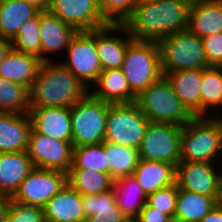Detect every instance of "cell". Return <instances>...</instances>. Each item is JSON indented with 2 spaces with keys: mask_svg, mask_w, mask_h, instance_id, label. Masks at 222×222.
Returning a JSON list of instances; mask_svg holds the SVG:
<instances>
[{
  "mask_svg": "<svg viewBox=\"0 0 222 222\" xmlns=\"http://www.w3.org/2000/svg\"><path fill=\"white\" fill-rule=\"evenodd\" d=\"M192 0H154L137 3L123 25L134 40L159 42L188 29Z\"/></svg>",
  "mask_w": 222,
  "mask_h": 222,
  "instance_id": "obj_1",
  "label": "cell"
},
{
  "mask_svg": "<svg viewBox=\"0 0 222 222\" xmlns=\"http://www.w3.org/2000/svg\"><path fill=\"white\" fill-rule=\"evenodd\" d=\"M89 93L60 61H42L29 89L30 108H70Z\"/></svg>",
  "mask_w": 222,
  "mask_h": 222,
  "instance_id": "obj_2",
  "label": "cell"
},
{
  "mask_svg": "<svg viewBox=\"0 0 222 222\" xmlns=\"http://www.w3.org/2000/svg\"><path fill=\"white\" fill-rule=\"evenodd\" d=\"M219 160L222 162V125L216 117H194L182 126L181 161L221 163Z\"/></svg>",
  "mask_w": 222,
  "mask_h": 222,
  "instance_id": "obj_3",
  "label": "cell"
},
{
  "mask_svg": "<svg viewBox=\"0 0 222 222\" xmlns=\"http://www.w3.org/2000/svg\"><path fill=\"white\" fill-rule=\"evenodd\" d=\"M135 104L153 123L184 126L195 116L181 102L165 76L136 96Z\"/></svg>",
  "mask_w": 222,
  "mask_h": 222,
  "instance_id": "obj_4",
  "label": "cell"
},
{
  "mask_svg": "<svg viewBox=\"0 0 222 222\" xmlns=\"http://www.w3.org/2000/svg\"><path fill=\"white\" fill-rule=\"evenodd\" d=\"M158 45L163 76L172 71L209 67L202 39L189 29L166 36Z\"/></svg>",
  "mask_w": 222,
  "mask_h": 222,
  "instance_id": "obj_5",
  "label": "cell"
},
{
  "mask_svg": "<svg viewBox=\"0 0 222 222\" xmlns=\"http://www.w3.org/2000/svg\"><path fill=\"white\" fill-rule=\"evenodd\" d=\"M131 91L137 96L162 76L158 42L133 40L121 67Z\"/></svg>",
  "mask_w": 222,
  "mask_h": 222,
  "instance_id": "obj_6",
  "label": "cell"
},
{
  "mask_svg": "<svg viewBox=\"0 0 222 222\" xmlns=\"http://www.w3.org/2000/svg\"><path fill=\"white\" fill-rule=\"evenodd\" d=\"M110 105L88 93L70 107L73 147L94 145L104 141Z\"/></svg>",
  "mask_w": 222,
  "mask_h": 222,
  "instance_id": "obj_7",
  "label": "cell"
},
{
  "mask_svg": "<svg viewBox=\"0 0 222 222\" xmlns=\"http://www.w3.org/2000/svg\"><path fill=\"white\" fill-rule=\"evenodd\" d=\"M149 122L135 102L111 104L104 141L138 149Z\"/></svg>",
  "mask_w": 222,
  "mask_h": 222,
  "instance_id": "obj_8",
  "label": "cell"
},
{
  "mask_svg": "<svg viewBox=\"0 0 222 222\" xmlns=\"http://www.w3.org/2000/svg\"><path fill=\"white\" fill-rule=\"evenodd\" d=\"M181 130L175 124L149 122L138 148L139 158L176 167L181 161Z\"/></svg>",
  "mask_w": 222,
  "mask_h": 222,
  "instance_id": "obj_9",
  "label": "cell"
},
{
  "mask_svg": "<svg viewBox=\"0 0 222 222\" xmlns=\"http://www.w3.org/2000/svg\"><path fill=\"white\" fill-rule=\"evenodd\" d=\"M66 53V59H62L60 62L69 69L87 89H90L96 83L98 76L102 72L96 48V29L77 32L69 41Z\"/></svg>",
  "mask_w": 222,
  "mask_h": 222,
  "instance_id": "obj_10",
  "label": "cell"
},
{
  "mask_svg": "<svg viewBox=\"0 0 222 222\" xmlns=\"http://www.w3.org/2000/svg\"><path fill=\"white\" fill-rule=\"evenodd\" d=\"M67 184L61 170L34 168L11 197L17 203L43 208Z\"/></svg>",
  "mask_w": 222,
  "mask_h": 222,
  "instance_id": "obj_11",
  "label": "cell"
},
{
  "mask_svg": "<svg viewBox=\"0 0 222 222\" xmlns=\"http://www.w3.org/2000/svg\"><path fill=\"white\" fill-rule=\"evenodd\" d=\"M218 164L221 163L180 161L176 165L175 183L180 189L222 197V168Z\"/></svg>",
  "mask_w": 222,
  "mask_h": 222,
  "instance_id": "obj_12",
  "label": "cell"
},
{
  "mask_svg": "<svg viewBox=\"0 0 222 222\" xmlns=\"http://www.w3.org/2000/svg\"><path fill=\"white\" fill-rule=\"evenodd\" d=\"M35 168L68 172L72 166V142L60 141L31 128L26 150Z\"/></svg>",
  "mask_w": 222,
  "mask_h": 222,
  "instance_id": "obj_13",
  "label": "cell"
},
{
  "mask_svg": "<svg viewBox=\"0 0 222 222\" xmlns=\"http://www.w3.org/2000/svg\"><path fill=\"white\" fill-rule=\"evenodd\" d=\"M48 10L77 32L109 24L101 14L99 0H51Z\"/></svg>",
  "mask_w": 222,
  "mask_h": 222,
  "instance_id": "obj_14",
  "label": "cell"
},
{
  "mask_svg": "<svg viewBox=\"0 0 222 222\" xmlns=\"http://www.w3.org/2000/svg\"><path fill=\"white\" fill-rule=\"evenodd\" d=\"M133 40L123 24L109 23L96 29V48L102 71L121 68L127 47Z\"/></svg>",
  "mask_w": 222,
  "mask_h": 222,
  "instance_id": "obj_15",
  "label": "cell"
},
{
  "mask_svg": "<svg viewBox=\"0 0 222 222\" xmlns=\"http://www.w3.org/2000/svg\"><path fill=\"white\" fill-rule=\"evenodd\" d=\"M77 31L49 10L39 11L41 61H54L52 53L63 52ZM49 56V57H48Z\"/></svg>",
  "mask_w": 222,
  "mask_h": 222,
  "instance_id": "obj_16",
  "label": "cell"
},
{
  "mask_svg": "<svg viewBox=\"0 0 222 222\" xmlns=\"http://www.w3.org/2000/svg\"><path fill=\"white\" fill-rule=\"evenodd\" d=\"M32 128L49 138L72 142L70 108H30Z\"/></svg>",
  "mask_w": 222,
  "mask_h": 222,
  "instance_id": "obj_17",
  "label": "cell"
},
{
  "mask_svg": "<svg viewBox=\"0 0 222 222\" xmlns=\"http://www.w3.org/2000/svg\"><path fill=\"white\" fill-rule=\"evenodd\" d=\"M45 222H84L82 195L68 183L43 207Z\"/></svg>",
  "mask_w": 222,
  "mask_h": 222,
  "instance_id": "obj_18",
  "label": "cell"
},
{
  "mask_svg": "<svg viewBox=\"0 0 222 222\" xmlns=\"http://www.w3.org/2000/svg\"><path fill=\"white\" fill-rule=\"evenodd\" d=\"M89 93L110 104L132 103L136 100V95L131 91L121 68L103 70Z\"/></svg>",
  "mask_w": 222,
  "mask_h": 222,
  "instance_id": "obj_19",
  "label": "cell"
},
{
  "mask_svg": "<svg viewBox=\"0 0 222 222\" xmlns=\"http://www.w3.org/2000/svg\"><path fill=\"white\" fill-rule=\"evenodd\" d=\"M31 128L29 113L0 112V153L26 151Z\"/></svg>",
  "mask_w": 222,
  "mask_h": 222,
  "instance_id": "obj_20",
  "label": "cell"
},
{
  "mask_svg": "<svg viewBox=\"0 0 222 222\" xmlns=\"http://www.w3.org/2000/svg\"><path fill=\"white\" fill-rule=\"evenodd\" d=\"M188 29L199 38L222 32V0H192Z\"/></svg>",
  "mask_w": 222,
  "mask_h": 222,
  "instance_id": "obj_21",
  "label": "cell"
},
{
  "mask_svg": "<svg viewBox=\"0 0 222 222\" xmlns=\"http://www.w3.org/2000/svg\"><path fill=\"white\" fill-rule=\"evenodd\" d=\"M34 168L26 151L0 153V193L12 197Z\"/></svg>",
  "mask_w": 222,
  "mask_h": 222,
  "instance_id": "obj_22",
  "label": "cell"
},
{
  "mask_svg": "<svg viewBox=\"0 0 222 222\" xmlns=\"http://www.w3.org/2000/svg\"><path fill=\"white\" fill-rule=\"evenodd\" d=\"M203 69L172 71L165 75L175 94L195 116L200 117V86Z\"/></svg>",
  "mask_w": 222,
  "mask_h": 222,
  "instance_id": "obj_23",
  "label": "cell"
},
{
  "mask_svg": "<svg viewBox=\"0 0 222 222\" xmlns=\"http://www.w3.org/2000/svg\"><path fill=\"white\" fill-rule=\"evenodd\" d=\"M41 62L34 55L22 53L12 48L0 62V76L30 89Z\"/></svg>",
  "mask_w": 222,
  "mask_h": 222,
  "instance_id": "obj_24",
  "label": "cell"
},
{
  "mask_svg": "<svg viewBox=\"0 0 222 222\" xmlns=\"http://www.w3.org/2000/svg\"><path fill=\"white\" fill-rule=\"evenodd\" d=\"M133 175L148 196L175 183L176 167L170 163L140 159Z\"/></svg>",
  "mask_w": 222,
  "mask_h": 222,
  "instance_id": "obj_25",
  "label": "cell"
},
{
  "mask_svg": "<svg viewBox=\"0 0 222 222\" xmlns=\"http://www.w3.org/2000/svg\"><path fill=\"white\" fill-rule=\"evenodd\" d=\"M84 222H124L127 218L118 207L114 190L98 195H82Z\"/></svg>",
  "mask_w": 222,
  "mask_h": 222,
  "instance_id": "obj_26",
  "label": "cell"
},
{
  "mask_svg": "<svg viewBox=\"0 0 222 222\" xmlns=\"http://www.w3.org/2000/svg\"><path fill=\"white\" fill-rule=\"evenodd\" d=\"M39 11L27 0H0V37L12 41L19 27Z\"/></svg>",
  "mask_w": 222,
  "mask_h": 222,
  "instance_id": "obj_27",
  "label": "cell"
},
{
  "mask_svg": "<svg viewBox=\"0 0 222 222\" xmlns=\"http://www.w3.org/2000/svg\"><path fill=\"white\" fill-rule=\"evenodd\" d=\"M222 197H210L178 188L176 212L173 222H199Z\"/></svg>",
  "mask_w": 222,
  "mask_h": 222,
  "instance_id": "obj_28",
  "label": "cell"
},
{
  "mask_svg": "<svg viewBox=\"0 0 222 222\" xmlns=\"http://www.w3.org/2000/svg\"><path fill=\"white\" fill-rule=\"evenodd\" d=\"M112 189L118 207L127 217H138L140 211L147 203V195L139 186L134 175L121 177L113 181Z\"/></svg>",
  "mask_w": 222,
  "mask_h": 222,
  "instance_id": "obj_29",
  "label": "cell"
},
{
  "mask_svg": "<svg viewBox=\"0 0 222 222\" xmlns=\"http://www.w3.org/2000/svg\"><path fill=\"white\" fill-rule=\"evenodd\" d=\"M221 107L222 67L203 68L200 86V117H216V111Z\"/></svg>",
  "mask_w": 222,
  "mask_h": 222,
  "instance_id": "obj_30",
  "label": "cell"
},
{
  "mask_svg": "<svg viewBox=\"0 0 222 222\" xmlns=\"http://www.w3.org/2000/svg\"><path fill=\"white\" fill-rule=\"evenodd\" d=\"M108 173L113 180L133 175L140 160L138 149L105 142Z\"/></svg>",
  "mask_w": 222,
  "mask_h": 222,
  "instance_id": "obj_31",
  "label": "cell"
},
{
  "mask_svg": "<svg viewBox=\"0 0 222 222\" xmlns=\"http://www.w3.org/2000/svg\"><path fill=\"white\" fill-rule=\"evenodd\" d=\"M113 179L109 173L87 169H69L67 183L81 195H98L112 189Z\"/></svg>",
  "mask_w": 222,
  "mask_h": 222,
  "instance_id": "obj_32",
  "label": "cell"
},
{
  "mask_svg": "<svg viewBox=\"0 0 222 222\" xmlns=\"http://www.w3.org/2000/svg\"><path fill=\"white\" fill-rule=\"evenodd\" d=\"M29 89L0 76V112L29 113Z\"/></svg>",
  "mask_w": 222,
  "mask_h": 222,
  "instance_id": "obj_33",
  "label": "cell"
},
{
  "mask_svg": "<svg viewBox=\"0 0 222 222\" xmlns=\"http://www.w3.org/2000/svg\"><path fill=\"white\" fill-rule=\"evenodd\" d=\"M70 169H87L108 173L105 141L94 145L73 147L72 166Z\"/></svg>",
  "mask_w": 222,
  "mask_h": 222,
  "instance_id": "obj_34",
  "label": "cell"
},
{
  "mask_svg": "<svg viewBox=\"0 0 222 222\" xmlns=\"http://www.w3.org/2000/svg\"><path fill=\"white\" fill-rule=\"evenodd\" d=\"M12 46L16 51L34 55L41 60L39 13L19 27L16 37L12 40Z\"/></svg>",
  "mask_w": 222,
  "mask_h": 222,
  "instance_id": "obj_35",
  "label": "cell"
},
{
  "mask_svg": "<svg viewBox=\"0 0 222 222\" xmlns=\"http://www.w3.org/2000/svg\"><path fill=\"white\" fill-rule=\"evenodd\" d=\"M178 187L174 183L161 188L147 197V204L166 214L172 221L175 218Z\"/></svg>",
  "mask_w": 222,
  "mask_h": 222,
  "instance_id": "obj_36",
  "label": "cell"
},
{
  "mask_svg": "<svg viewBox=\"0 0 222 222\" xmlns=\"http://www.w3.org/2000/svg\"><path fill=\"white\" fill-rule=\"evenodd\" d=\"M136 4V0H99L101 14L112 24H123Z\"/></svg>",
  "mask_w": 222,
  "mask_h": 222,
  "instance_id": "obj_37",
  "label": "cell"
},
{
  "mask_svg": "<svg viewBox=\"0 0 222 222\" xmlns=\"http://www.w3.org/2000/svg\"><path fill=\"white\" fill-rule=\"evenodd\" d=\"M5 222H45L43 208L11 200Z\"/></svg>",
  "mask_w": 222,
  "mask_h": 222,
  "instance_id": "obj_38",
  "label": "cell"
},
{
  "mask_svg": "<svg viewBox=\"0 0 222 222\" xmlns=\"http://www.w3.org/2000/svg\"><path fill=\"white\" fill-rule=\"evenodd\" d=\"M209 67H222V32L202 38Z\"/></svg>",
  "mask_w": 222,
  "mask_h": 222,
  "instance_id": "obj_39",
  "label": "cell"
},
{
  "mask_svg": "<svg viewBox=\"0 0 222 222\" xmlns=\"http://www.w3.org/2000/svg\"><path fill=\"white\" fill-rule=\"evenodd\" d=\"M141 222H173L166 214L150 207L147 203L140 211L138 217Z\"/></svg>",
  "mask_w": 222,
  "mask_h": 222,
  "instance_id": "obj_40",
  "label": "cell"
},
{
  "mask_svg": "<svg viewBox=\"0 0 222 222\" xmlns=\"http://www.w3.org/2000/svg\"><path fill=\"white\" fill-rule=\"evenodd\" d=\"M199 222H222V201L218 202Z\"/></svg>",
  "mask_w": 222,
  "mask_h": 222,
  "instance_id": "obj_41",
  "label": "cell"
},
{
  "mask_svg": "<svg viewBox=\"0 0 222 222\" xmlns=\"http://www.w3.org/2000/svg\"><path fill=\"white\" fill-rule=\"evenodd\" d=\"M11 202V196L0 193V222L6 221V214Z\"/></svg>",
  "mask_w": 222,
  "mask_h": 222,
  "instance_id": "obj_42",
  "label": "cell"
},
{
  "mask_svg": "<svg viewBox=\"0 0 222 222\" xmlns=\"http://www.w3.org/2000/svg\"><path fill=\"white\" fill-rule=\"evenodd\" d=\"M12 48L11 40L0 37V62L7 56Z\"/></svg>",
  "mask_w": 222,
  "mask_h": 222,
  "instance_id": "obj_43",
  "label": "cell"
},
{
  "mask_svg": "<svg viewBox=\"0 0 222 222\" xmlns=\"http://www.w3.org/2000/svg\"><path fill=\"white\" fill-rule=\"evenodd\" d=\"M29 3L34 5L40 11L48 10L51 0H27Z\"/></svg>",
  "mask_w": 222,
  "mask_h": 222,
  "instance_id": "obj_44",
  "label": "cell"
},
{
  "mask_svg": "<svg viewBox=\"0 0 222 222\" xmlns=\"http://www.w3.org/2000/svg\"><path fill=\"white\" fill-rule=\"evenodd\" d=\"M124 222H141L137 217L126 218Z\"/></svg>",
  "mask_w": 222,
  "mask_h": 222,
  "instance_id": "obj_45",
  "label": "cell"
},
{
  "mask_svg": "<svg viewBox=\"0 0 222 222\" xmlns=\"http://www.w3.org/2000/svg\"><path fill=\"white\" fill-rule=\"evenodd\" d=\"M220 113H221V111L219 113H217L218 116H216V118L220 121V123L222 125V115Z\"/></svg>",
  "mask_w": 222,
  "mask_h": 222,
  "instance_id": "obj_46",
  "label": "cell"
},
{
  "mask_svg": "<svg viewBox=\"0 0 222 222\" xmlns=\"http://www.w3.org/2000/svg\"><path fill=\"white\" fill-rule=\"evenodd\" d=\"M148 1H154V0H136V3H143V2H148Z\"/></svg>",
  "mask_w": 222,
  "mask_h": 222,
  "instance_id": "obj_47",
  "label": "cell"
}]
</instances>
